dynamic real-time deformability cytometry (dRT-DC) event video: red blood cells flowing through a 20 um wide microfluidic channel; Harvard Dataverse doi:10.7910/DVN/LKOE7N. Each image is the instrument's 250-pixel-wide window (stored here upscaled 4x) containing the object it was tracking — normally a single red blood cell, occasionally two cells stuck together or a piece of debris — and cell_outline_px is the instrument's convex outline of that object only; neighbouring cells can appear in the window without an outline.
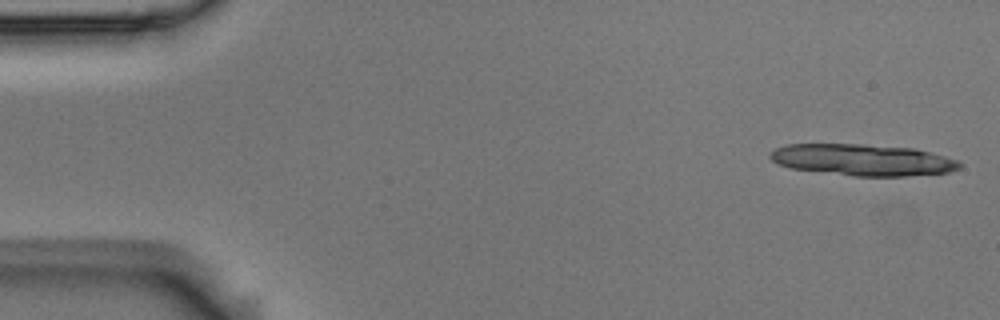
{"species": "Egyptian fruit bat (a non-hibernating species)", "species_latin": "Rousettus aegyptiacus", "temperature_condition": "room temperature", "stored_images_in_passage": 5, "camera_frame_rate_fps": 3000, "um_per_image_px": 0.085, "animal": {"sex": "male"}, "frame": {"image": 1, "passage_image": 1, "time_ms": 0.0, "image_size_px": [1000, 320], "cell_outline_px": [[960, 168], [948, 172], [908, 176], [856, 176], [792, 168], [780, 164], [772, 160], [768, 156], [768, 152], [784, 144], [864, 144], [916, 148], [932, 152], [960, 160]], "centroid_in_image_um": [73.35, 13.57], "position_along_channel_um": 11.6, "area_um2": 34.91}}
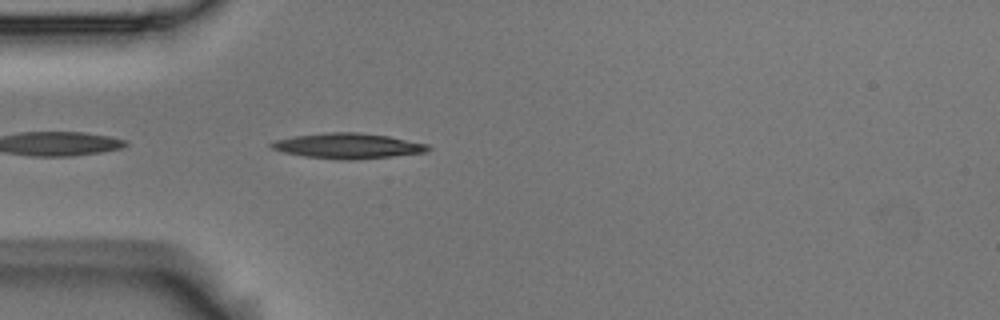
{"frame": {"image": 2, "passage_image": 5, "time_ms": 1.333, "image_size_px": [1000, 320], "cell_outline_px": [[432, 148], [428, 152], [392, 156], [348, 160], [340, 160], [304, 156], [284, 152], [272, 148], [268, 144], [276, 140], [296, 136], [324, 132], [360, 132], [388, 136], [428, 144]], "centroid_in_image_um": [29.6, 12.39], "position_along_channel_um": 55.4, "area_um2": 23.06}}